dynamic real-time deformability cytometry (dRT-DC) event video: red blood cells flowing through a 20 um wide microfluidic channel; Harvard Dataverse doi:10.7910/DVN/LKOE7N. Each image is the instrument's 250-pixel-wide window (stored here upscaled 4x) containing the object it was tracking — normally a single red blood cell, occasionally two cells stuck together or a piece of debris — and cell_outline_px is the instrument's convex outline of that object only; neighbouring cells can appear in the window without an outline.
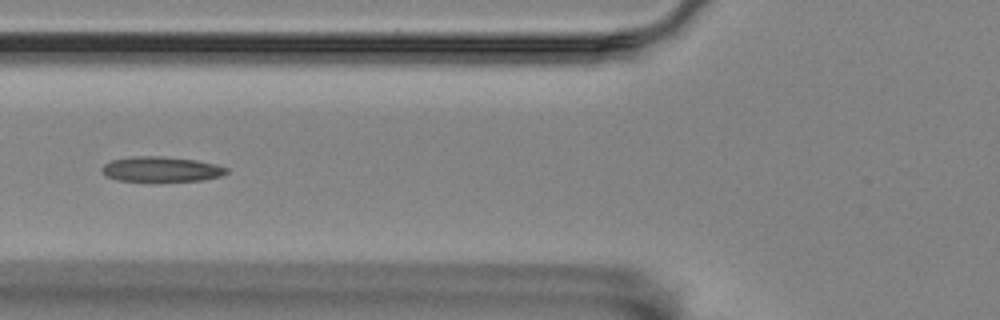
{"species": "Egyptian fruit bat (a non-hibernating species)", "species_latin": "Rousettus aegyptiacus", "temperature_condition": "room temperature", "stored_images_in_passage": 10, "camera_frame_rate_fps": 3000, "um_per_image_px": 0.085, "animal": {"sex": "female"}, "frame": {"image": 1, "passage_image": 7, "time_ms": 2.0, "image_size_px": [1000, 320], "cell_outline_px": [[228, 172], [220, 176], [204, 180], [116, 180], [108, 176], [100, 168], [104, 164], [112, 160], [136, 156], [160, 156], [196, 160], [216, 164], [228, 168]], "centroid_in_image_um": [13.73, 14.36], "position_along_channel_um": 112.1, "area_um2": 17.8}}
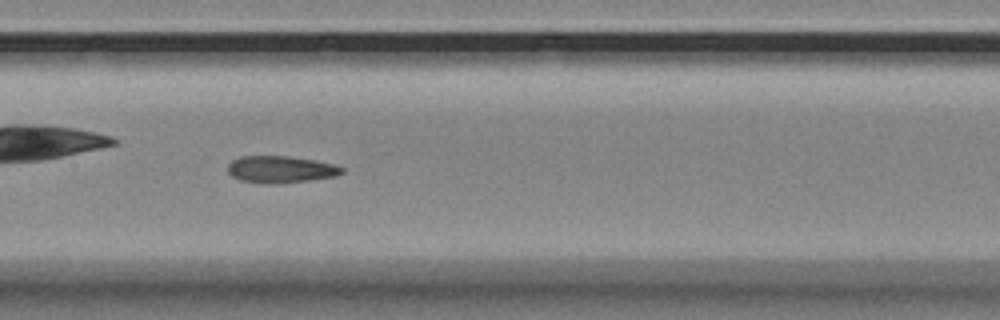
{"frame": {"image": 2, "passage_image": 9, "time_ms": 2.667, "image_size_px": [1000, 320], "cell_outline_px": [[344, 172], [336, 176], [280, 184], [264, 184], [240, 180], [232, 176], [228, 172], [228, 164], [232, 160], [240, 156], [288, 156], [336, 164], [344, 168]], "centroid_in_image_um": [23.85, 14.4], "position_along_channel_um": 183.6, "area_um2": 18.03}}
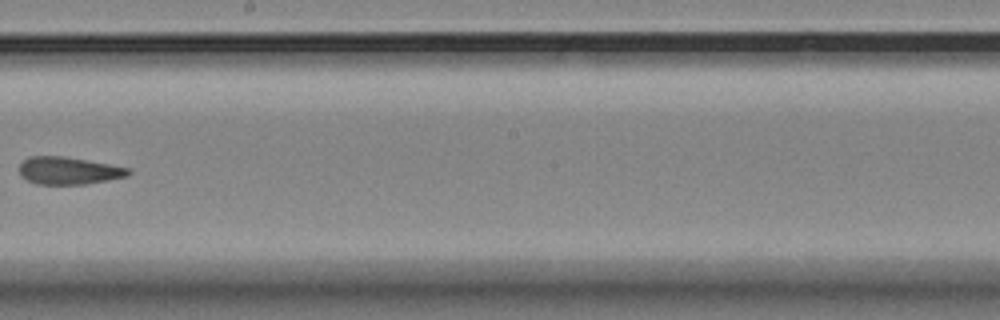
{"frame": {"image": 3, "passage_image": 10, "time_ms": 3.0, "image_size_px": [1000, 320], "cell_outline_px": [[132, 172], [128, 176], [84, 184], [36, 184], [20, 176], [20, 164], [28, 156], [64, 156], [108, 164], [128, 168]], "centroid_in_image_um": [5.81, 14.5], "position_along_channel_um": 242.4, "area_um2": 17.28}}